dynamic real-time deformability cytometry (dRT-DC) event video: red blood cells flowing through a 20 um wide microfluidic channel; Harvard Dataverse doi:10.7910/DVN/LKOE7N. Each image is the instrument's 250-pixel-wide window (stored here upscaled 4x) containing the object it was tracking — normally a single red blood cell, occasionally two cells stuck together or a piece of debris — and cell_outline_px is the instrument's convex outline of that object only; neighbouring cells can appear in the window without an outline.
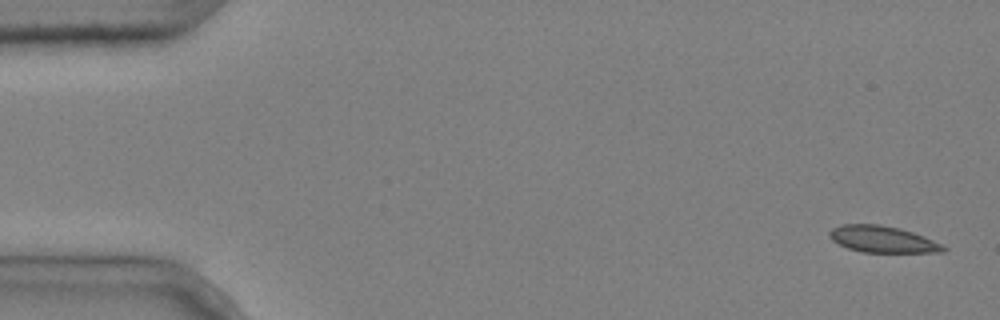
{"species": "common noctule bat (a hibernating species)", "species_latin": "Nyctalus noctula", "temperature_condition": "cold", "stored_images_in_passage": 6, "camera_frame_rate_fps": 3000, "um_per_image_px": 0.085, "animal": {"sex": "male", "body_mass_g": 20.4}, "frame": {"image": 1, "passage_image": 1, "time_ms": 0.0, "image_size_px": [1000, 320], "cell_outline_px": [[948, 248], [944, 252], [864, 252], [848, 248], [832, 240], [828, 236], [828, 232], [832, 228], [840, 224], [880, 224], [900, 228], [924, 236]], "centroid_in_image_um": [74.99, 20.32], "position_along_channel_um": 10.0, "area_um2": 17.57}}
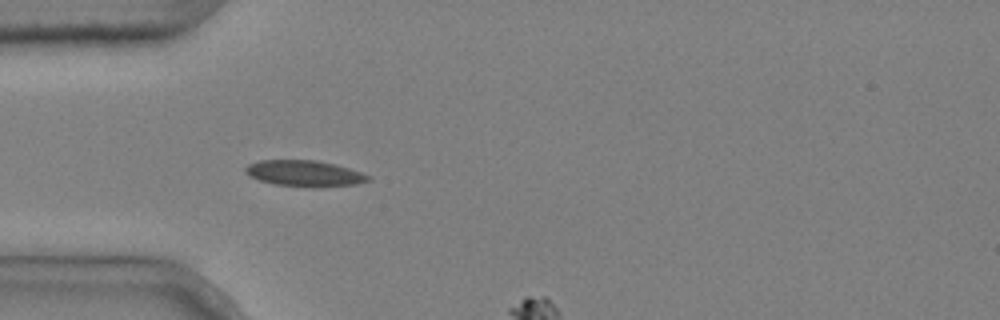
{"frame": {"image": 2, "passage_image": 5, "time_ms": 1.333, "image_size_px": [1000, 320], "cell_outline_px": [[372, 180], [356, 184], [320, 188], [312, 188], [276, 184], [260, 180], [248, 176], [244, 172], [244, 168], [248, 164], [260, 160], [316, 160], [336, 164], [372, 176]], "centroid_in_image_um": [25.9, 14.75], "position_along_channel_um": 59.1, "area_um2": 18.96}}